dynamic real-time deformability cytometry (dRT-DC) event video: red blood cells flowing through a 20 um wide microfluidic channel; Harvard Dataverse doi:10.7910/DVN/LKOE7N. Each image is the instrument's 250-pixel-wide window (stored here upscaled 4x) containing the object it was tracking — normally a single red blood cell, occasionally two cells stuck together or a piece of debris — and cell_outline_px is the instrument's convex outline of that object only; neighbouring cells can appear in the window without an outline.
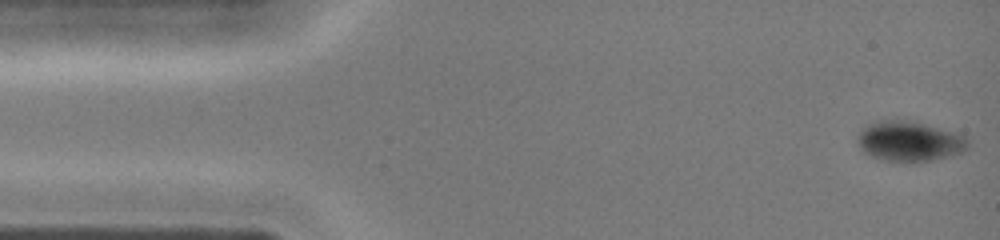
{"species": "common noctule bat (a hibernating species)", "species_latin": "Nyctalus noctula", "temperature_condition": "cold", "stored_images_in_passage": 40, "camera_frame_rate_fps": 3000, "um_per_image_px": 0.085, "animal": {"sex": "female", "body_mass_g": 19.0, "forearm_length_mm": 51.5}, "frame": {"image": 1, "passage_image": 1, "time_ms": 0.0, "image_size_px": [1000, 240], "cell_outline_px": [[968, 148], [952, 156], [932, 160], [884, 160], [872, 156], [864, 152], [860, 148], [856, 136], [868, 124], [880, 120], [908, 120], [924, 124], [952, 132], [964, 136], [968, 140]], "centroid_in_image_um": [77.28, 11.99], "position_along_channel_um": 7.7, "area_um2": 25.2}}
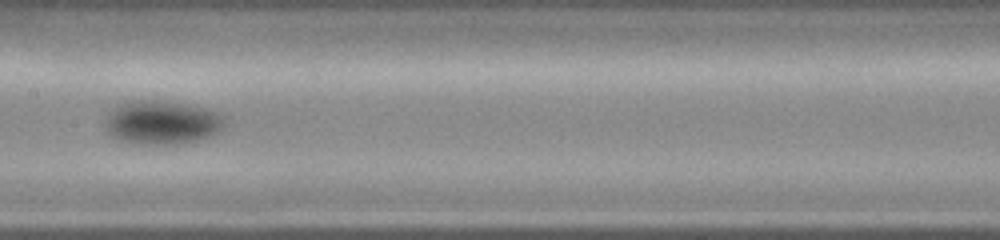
{"frame": {"image": 2, "passage_image": 20, "time_ms": 6.333, "image_size_px": [1000, 240], "cell_outline_px": [[224, 128], [212, 136], [180, 144], [136, 144], [120, 140], [104, 132], [104, 116], [116, 104], [124, 100], [168, 100], [188, 104], [220, 112], [224, 116]], "centroid_in_image_um": [13.7, 10.39], "position_along_channel_um": 193.7, "area_um2": 31.5}}
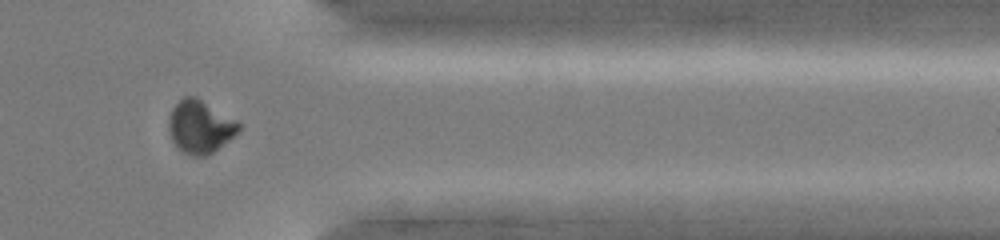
{"frame": {"image": 3, "passage_image": 33, "time_ms": 10.667, "image_size_px": [1000, 240], "cell_outline_px": [[240, 132], [212, 152], [204, 156], [192, 156], [184, 152], [172, 140], [168, 128], [168, 120], [172, 108], [184, 96], [196, 96], [236, 120], [240, 124]], "centroid_in_image_um": [17.01, 10.76], "position_along_channel_um": 394.4, "area_um2": 21.39}}